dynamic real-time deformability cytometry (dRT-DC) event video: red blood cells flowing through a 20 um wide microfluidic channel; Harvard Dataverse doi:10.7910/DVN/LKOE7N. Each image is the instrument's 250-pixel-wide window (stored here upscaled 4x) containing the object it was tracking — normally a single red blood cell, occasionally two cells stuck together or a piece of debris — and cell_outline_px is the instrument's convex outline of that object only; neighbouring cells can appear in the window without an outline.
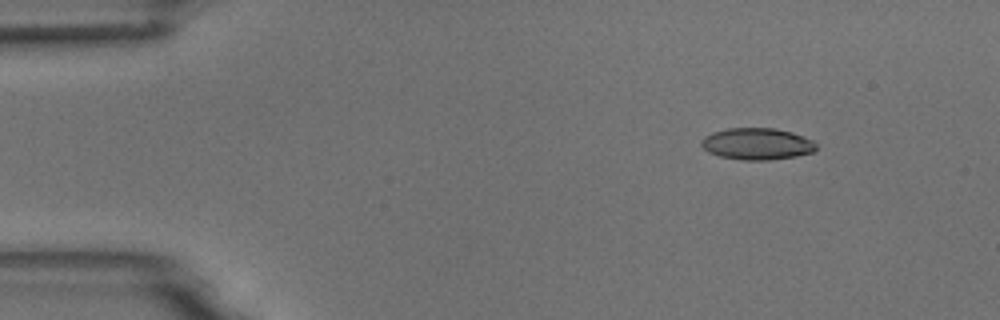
{"species": "common noctule bat (a hibernating species)", "species_latin": "Nyctalus noctula", "temperature_condition": "room temperature", "stored_images_in_passage": 6, "camera_frame_rate_fps": 3000, "um_per_image_px": 0.085, "animal": {"sex": "male", "body_mass_g": 18.8}, "frame": {"image": 1, "passage_image": 2, "time_ms": 0.333, "image_size_px": [1000, 320], "cell_outline_px": [[816, 148], [812, 152], [796, 156], [768, 160], [744, 160], [720, 156], [708, 152], [700, 144], [700, 140], [704, 136], [712, 132], [728, 128], [776, 128], [792, 132], [804, 136], [812, 140], [816, 144]], "centroid_in_image_um": [64.33, 12.22], "position_along_channel_um": 20.7, "area_um2": 21.27}}
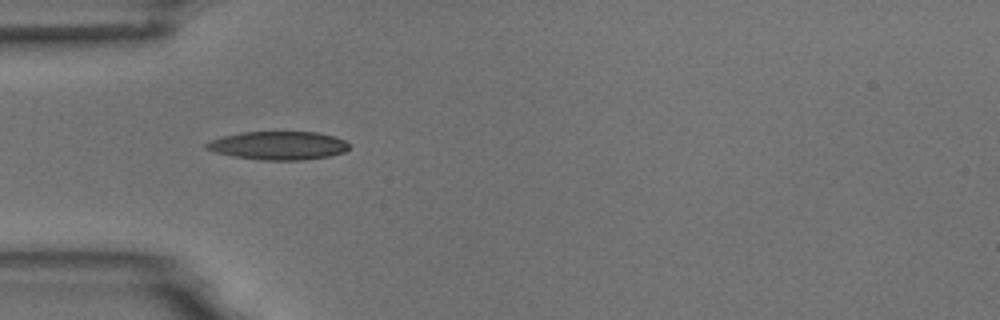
{"frame": {"image": 2, "passage_image": 5, "time_ms": 1.333, "image_size_px": [1000, 320], "cell_outline_px": [[348, 148], [344, 152], [328, 156], [304, 160], [260, 160], [232, 156], [216, 152], [204, 148], [204, 144], [212, 140], [224, 136], [240, 132], [320, 132], [336, 136], [344, 140], [348, 144]], "centroid_in_image_um": [23.66, 12.37], "position_along_channel_um": 61.3, "area_um2": 23.64}}